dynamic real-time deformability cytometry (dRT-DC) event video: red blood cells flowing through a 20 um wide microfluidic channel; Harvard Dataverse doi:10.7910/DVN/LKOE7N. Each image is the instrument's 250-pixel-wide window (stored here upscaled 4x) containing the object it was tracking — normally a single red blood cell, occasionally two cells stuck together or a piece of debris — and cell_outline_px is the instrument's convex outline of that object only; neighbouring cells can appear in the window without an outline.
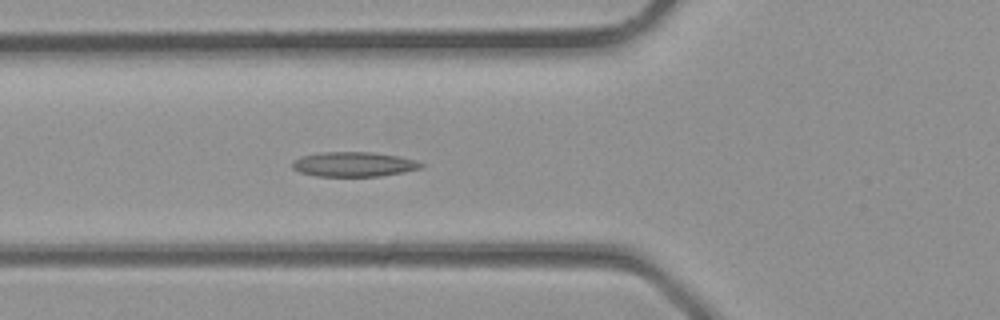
{"species": "common noctule bat (a hibernating species)", "species_latin": "Nyctalus noctula", "temperature_condition": "room temperature", "stored_images_in_passage": 27, "camera_frame_rate_fps": 3000, "um_per_image_px": 0.085, "animal": {"sex": "male", "body_mass_g": 23.1, "forearm_length_mm": 52.7}, "frame": {"image": 1, "passage_image": 4, "time_ms": 1.0, "image_size_px": [1000, 320], "cell_outline_px": [[424, 164], [420, 168], [404, 172], [380, 176], [316, 176], [300, 172], [292, 168], [292, 160], [300, 156], [324, 152], [372, 152], [400, 156], [416, 160]], "centroid_in_image_um": [30.06, 13.96], "position_along_channel_um": 95.7, "area_um2": 18.61}}
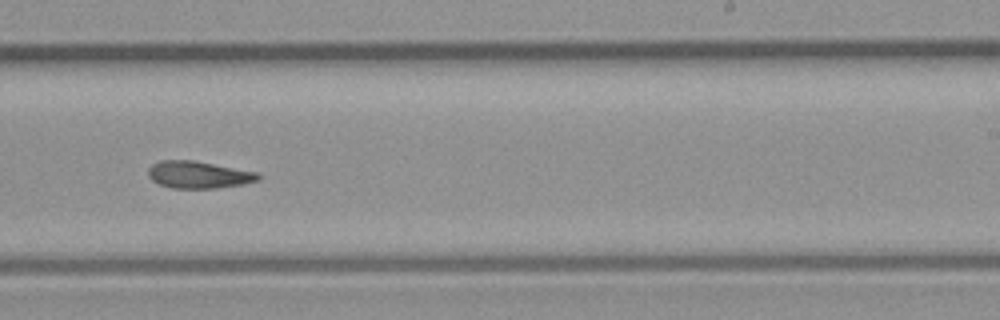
{"frame": {"image": 2, "passage_image": 13, "time_ms": 4.0, "image_size_px": [1000, 320], "cell_outline_px": [[260, 180], [244, 184], [216, 188], [172, 188], [160, 184], [152, 180], [148, 176], [148, 168], [152, 164], [160, 160], [192, 160], [260, 172]], "centroid_in_image_um": [16.9, 14.85], "position_along_channel_um": 272.1, "area_um2": 17.51}}
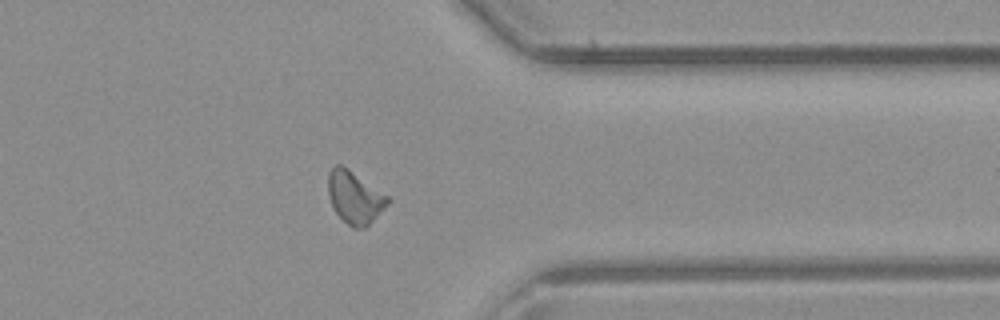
{"frame": {"image": 3, "passage_image": 19, "time_ms": 6.0, "image_size_px": [1000, 320], "cell_outline_px": [[388, 204], [364, 228], [352, 228], [332, 208], [328, 196], [328, 172], [336, 164], [340, 164], [348, 168], [388, 196]], "centroid_in_image_um": [30.11, 16.75], "position_along_channel_um": 381.3, "area_um2": 17.92}}